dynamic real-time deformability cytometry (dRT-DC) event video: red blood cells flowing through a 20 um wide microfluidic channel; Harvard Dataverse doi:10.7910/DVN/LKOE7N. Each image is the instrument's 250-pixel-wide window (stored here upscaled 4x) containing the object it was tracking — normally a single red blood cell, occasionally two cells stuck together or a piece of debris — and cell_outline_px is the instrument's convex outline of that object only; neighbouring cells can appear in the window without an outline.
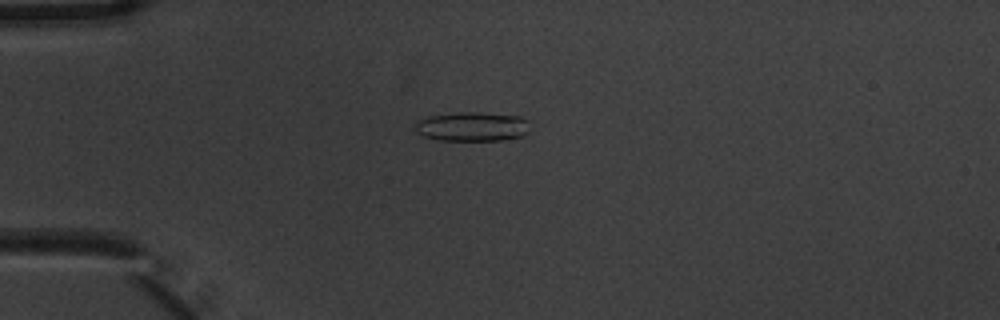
{"species": "common noctule bat (a hibernating species)", "species_latin": "Nyctalus noctula", "temperature_condition": "warm", "stored_images_in_passage": 7, "camera_frame_rate_fps": 3000, "um_per_image_px": 0.085, "animal": {"sex": "male", "body_mass_g": 20.1, "forearm_length_mm": 53.5}, "frame": {"image": 1, "passage_image": 5, "time_ms": 1.333, "image_size_px": [1000, 320], "cell_outline_px": [[528, 132], [524, 136], [504, 140], [440, 140], [424, 136], [416, 132], [416, 120], [428, 116], [456, 112], [480, 112], [520, 116], [528, 120]], "centroid_in_image_um": [40.15, 10.75], "position_along_channel_um": 44.8, "area_um2": 19.77}}